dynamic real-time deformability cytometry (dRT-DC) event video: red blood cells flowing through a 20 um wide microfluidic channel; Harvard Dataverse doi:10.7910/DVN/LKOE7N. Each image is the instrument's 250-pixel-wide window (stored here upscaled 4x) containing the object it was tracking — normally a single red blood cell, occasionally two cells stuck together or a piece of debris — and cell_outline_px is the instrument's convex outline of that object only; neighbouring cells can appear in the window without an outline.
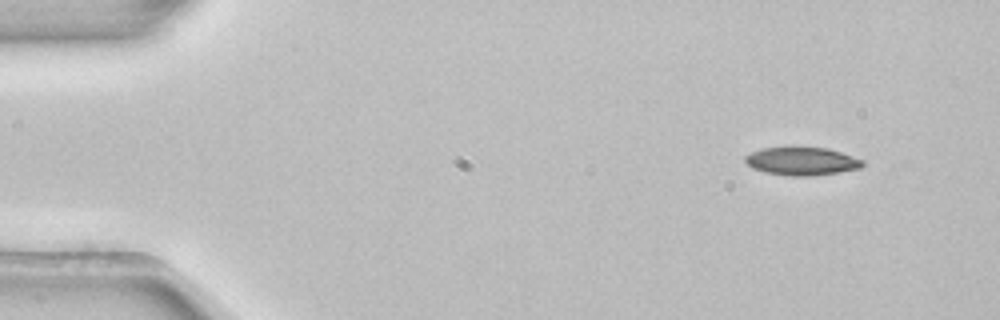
{"species": "common noctule bat (a hibernating species)", "species_latin": "Nyctalus noctula", "temperature_condition": "room temperature", "stored_images_in_passage": 3, "camera_frame_rate_fps": 3000, "um_per_image_px": 0.085, "animal": {"sex": "female", "body_mass_g": 22.7, "forearm_length_mm": 54.2}, "frame": {"image": 1, "passage_image": 1, "time_ms": 0.0, "image_size_px": [1000, 320], "cell_outline_px": [[864, 164], [860, 168], [840, 172], [812, 176], [792, 176], [768, 172], [752, 168], [744, 160], [744, 156], [760, 148], [792, 144], [828, 148], [864, 160]], "centroid_in_image_um": [68.13, 13.65], "position_along_channel_um": 16.9, "area_um2": 19.94}}